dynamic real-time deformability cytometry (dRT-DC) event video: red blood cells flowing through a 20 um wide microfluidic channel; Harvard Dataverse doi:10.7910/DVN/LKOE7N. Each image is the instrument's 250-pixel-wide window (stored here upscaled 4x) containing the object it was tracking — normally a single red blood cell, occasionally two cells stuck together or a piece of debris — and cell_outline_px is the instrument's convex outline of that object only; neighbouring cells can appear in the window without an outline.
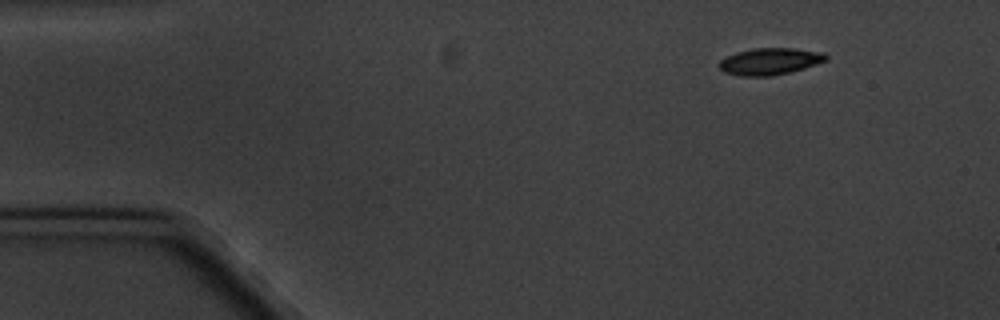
{"species": "common noctule bat (a hibernating species)", "species_latin": "Nyctalus noctula", "temperature_condition": "cold", "stored_images_in_passage": 5, "camera_frame_rate_fps": 3000, "um_per_image_px": 0.085, "animal": {"sex": "male", "body_mass_g": 20.1, "forearm_length_mm": 53.5}, "frame": {"image": 1, "passage_image": 1, "time_ms": 0.0, "image_size_px": [1000, 320], "cell_outline_px": [[828, 60], [804, 68], [772, 76], [740, 76], [724, 72], [720, 68], [720, 60], [736, 52], [752, 48], [792, 48], [824, 52], [828, 56]], "centroid_in_image_um": [65.46, 5.21], "position_along_channel_um": 19.5, "area_um2": 16.65}}
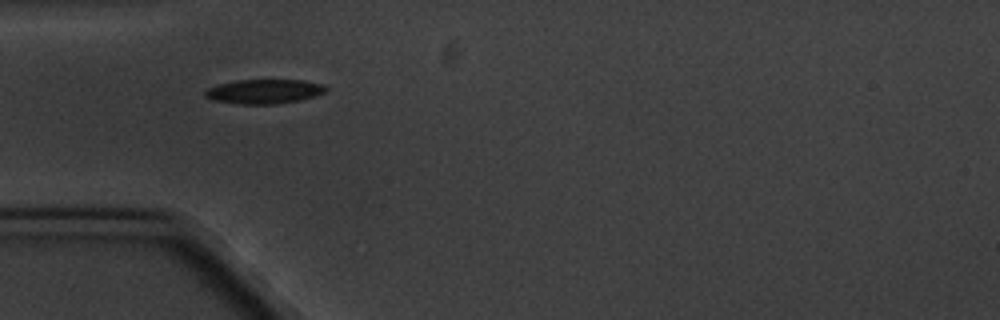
{"frame": {"image": 2, "passage_image": 4, "time_ms": 3.667, "image_size_px": [1000, 320], "cell_outline_px": [[328, 92], [300, 100], [276, 104], [240, 104], [216, 100], [204, 96], [204, 92], [208, 88], [220, 84], [236, 80], [304, 80], [324, 84], [328, 88]], "centroid_in_image_um": [22.52, 7.77], "position_along_channel_um": 62.5, "area_um2": 17.17}}